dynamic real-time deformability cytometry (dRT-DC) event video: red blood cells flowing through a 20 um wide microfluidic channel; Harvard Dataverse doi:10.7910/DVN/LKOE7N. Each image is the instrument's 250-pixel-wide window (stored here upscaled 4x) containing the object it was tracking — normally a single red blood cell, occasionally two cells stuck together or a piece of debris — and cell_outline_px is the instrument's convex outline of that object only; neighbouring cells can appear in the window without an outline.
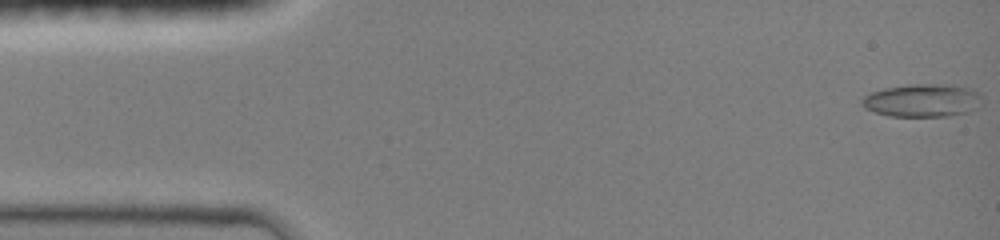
{"species": "common noctule bat (a hibernating species)", "species_latin": "Nyctalus noctula", "temperature_condition": "room temperature", "stored_images_in_passage": 55, "camera_frame_rate_fps": 3000, "um_per_image_px": 0.085, "animal": {"sex": "female", "body_mass_g": 19.0, "forearm_length_mm": 51.5}, "frame": {"image": 1, "passage_image": 1, "time_ms": 0.0, "image_size_px": [1000, 240], "cell_outline_px": [[984, 104], [980, 108], [968, 112], [948, 116], [888, 116], [864, 108], [860, 104], [860, 96], [884, 88], [916, 84], [932, 84], [972, 88], [980, 92]], "centroid_in_image_um": [78.43, 8.55], "position_along_channel_um": 6.6, "area_um2": 23.41}}
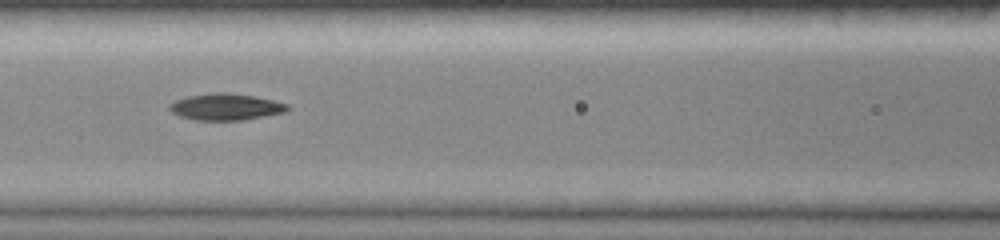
{"frame": {"image": 2, "passage_image": 21, "time_ms": 6.333, "image_size_px": [1000, 240], "cell_outline_px": [[292, 108], [284, 112], [244, 120], [196, 120], [180, 116], [172, 112], [168, 108], [168, 104], [176, 100], [188, 96], [216, 92], [224, 92], [256, 96], [288, 104]], "centroid_in_image_um": [19.2, 9.08], "position_along_channel_um": 147.4, "area_um2": 18.26}}
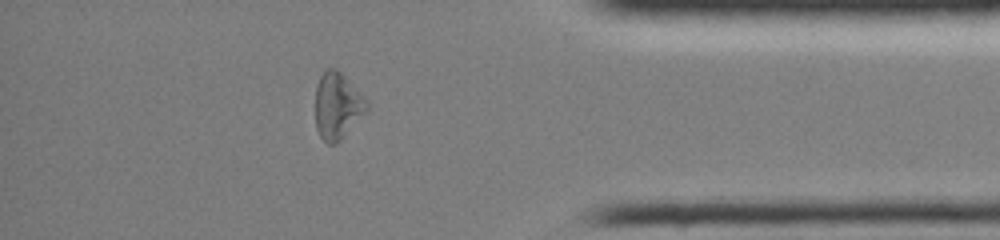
{"frame": {"image": 3, "passage_image": 43, "time_ms": 13.0, "image_size_px": [1000, 240], "cell_outline_px": [[368, 112], [336, 144], [328, 144], [320, 136], [316, 128], [316, 84], [320, 76], [328, 68], [336, 68], [344, 76], [368, 104]], "centroid_in_image_um": [28.66, 9.03], "position_along_channel_um": 406.5, "area_um2": 19.65}, "authors_computed_cell_mechanics": {"area_um2": 19.0162, "velocity_mm_per_s": 4.1236, "shape_relaxation_time_tau1_ms": 5.9689, "shape_relaxation_time_tau2_ms": null, "deformation_change_tau1": 0.2038, "deformation_change_tau2": null}}